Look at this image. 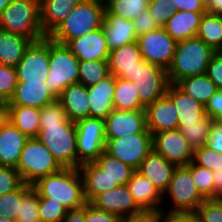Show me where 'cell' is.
<instances>
[{"label":"cell","mask_w":222,"mask_h":222,"mask_svg":"<svg viewBox=\"0 0 222 222\" xmlns=\"http://www.w3.org/2000/svg\"><path fill=\"white\" fill-rule=\"evenodd\" d=\"M29 138L9 120L0 128V166L16 168Z\"/></svg>","instance_id":"cb8c5ba5"},{"label":"cell","mask_w":222,"mask_h":222,"mask_svg":"<svg viewBox=\"0 0 222 222\" xmlns=\"http://www.w3.org/2000/svg\"><path fill=\"white\" fill-rule=\"evenodd\" d=\"M18 83L16 69L0 64V100L8 103Z\"/></svg>","instance_id":"ee69618b"},{"label":"cell","mask_w":222,"mask_h":222,"mask_svg":"<svg viewBox=\"0 0 222 222\" xmlns=\"http://www.w3.org/2000/svg\"><path fill=\"white\" fill-rule=\"evenodd\" d=\"M33 188L39 197L63 204L68 210L86 205L83 179L79 168H61L59 171L40 178Z\"/></svg>","instance_id":"6da1fadb"},{"label":"cell","mask_w":222,"mask_h":222,"mask_svg":"<svg viewBox=\"0 0 222 222\" xmlns=\"http://www.w3.org/2000/svg\"><path fill=\"white\" fill-rule=\"evenodd\" d=\"M206 146L222 154V121L213 120Z\"/></svg>","instance_id":"db71d44e"},{"label":"cell","mask_w":222,"mask_h":222,"mask_svg":"<svg viewBox=\"0 0 222 222\" xmlns=\"http://www.w3.org/2000/svg\"><path fill=\"white\" fill-rule=\"evenodd\" d=\"M206 45L212 47L216 52L222 51V16L206 12L203 14L197 32Z\"/></svg>","instance_id":"836d02e7"},{"label":"cell","mask_w":222,"mask_h":222,"mask_svg":"<svg viewBox=\"0 0 222 222\" xmlns=\"http://www.w3.org/2000/svg\"><path fill=\"white\" fill-rule=\"evenodd\" d=\"M120 222H161L160 212H143L139 215L121 218Z\"/></svg>","instance_id":"680465c9"},{"label":"cell","mask_w":222,"mask_h":222,"mask_svg":"<svg viewBox=\"0 0 222 222\" xmlns=\"http://www.w3.org/2000/svg\"><path fill=\"white\" fill-rule=\"evenodd\" d=\"M56 99L45 81H18L14 95L7 105H21L40 109Z\"/></svg>","instance_id":"7402d4cb"},{"label":"cell","mask_w":222,"mask_h":222,"mask_svg":"<svg viewBox=\"0 0 222 222\" xmlns=\"http://www.w3.org/2000/svg\"><path fill=\"white\" fill-rule=\"evenodd\" d=\"M81 0H40V23L49 37Z\"/></svg>","instance_id":"484cf974"},{"label":"cell","mask_w":222,"mask_h":222,"mask_svg":"<svg viewBox=\"0 0 222 222\" xmlns=\"http://www.w3.org/2000/svg\"><path fill=\"white\" fill-rule=\"evenodd\" d=\"M77 128L78 168L81 164L94 162L105 150V120L87 117L75 122Z\"/></svg>","instance_id":"9c48e42d"},{"label":"cell","mask_w":222,"mask_h":222,"mask_svg":"<svg viewBox=\"0 0 222 222\" xmlns=\"http://www.w3.org/2000/svg\"><path fill=\"white\" fill-rule=\"evenodd\" d=\"M116 77L109 73L98 84L87 87L89 99V117L106 119L114 110V90Z\"/></svg>","instance_id":"ffe728a7"},{"label":"cell","mask_w":222,"mask_h":222,"mask_svg":"<svg viewBox=\"0 0 222 222\" xmlns=\"http://www.w3.org/2000/svg\"><path fill=\"white\" fill-rule=\"evenodd\" d=\"M193 162L212 171L221 170L222 154L209 149L207 146H202L194 149Z\"/></svg>","instance_id":"bcb514c9"},{"label":"cell","mask_w":222,"mask_h":222,"mask_svg":"<svg viewBox=\"0 0 222 222\" xmlns=\"http://www.w3.org/2000/svg\"><path fill=\"white\" fill-rule=\"evenodd\" d=\"M102 28L110 51L137 41L132 20L117 15H104Z\"/></svg>","instance_id":"4316f807"},{"label":"cell","mask_w":222,"mask_h":222,"mask_svg":"<svg viewBox=\"0 0 222 222\" xmlns=\"http://www.w3.org/2000/svg\"><path fill=\"white\" fill-rule=\"evenodd\" d=\"M0 222H17V220L11 218H0Z\"/></svg>","instance_id":"03108f58"},{"label":"cell","mask_w":222,"mask_h":222,"mask_svg":"<svg viewBox=\"0 0 222 222\" xmlns=\"http://www.w3.org/2000/svg\"><path fill=\"white\" fill-rule=\"evenodd\" d=\"M12 0H0V15L7 8V6L11 3Z\"/></svg>","instance_id":"e7e4bbea"},{"label":"cell","mask_w":222,"mask_h":222,"mask_svg":"<svg viewBox=\"0 0 222 222\" xmlns=\"http://www.w3.org/2000/svg\"><path fill=\"white\" fill-rule=\"evenodd\" d=\"M108 74V61L91 60L79 62V83L86 87L98 84Z\"/></svg>","instance_id":"f35d334b"},{"label":"cell","mask_w":222,"mask_h":222,"mask_svg":"<svg viewBox=\"0 0 222 222\" xmlns=\"http://www.w3.org/2000/svg\"><path fill=\"white\" fill-rule=\"evenodd\" d=\"M213 198H222V169L213 171Z\"/></svg>","instance_id":"94428289"},{"label":"cell","mask_w":222,"mask_h":222,"mask_svg":"<svg viewBox=\"0 0 222 222\" xmlns=\"http://www.w3.org/2000/svg\"><path fill=\"white\" fill-rule=\"evenodd\" d=\"M63 222H85V205L77 209L68 210Z\"/></svg>","instance_id":"91938a15"},{"label":"cell","mask_w":222,"mask_h":222,"mask_svg":"<svg viewBox=\"0 0 222 222\" xmlns=\"http://www.w3.org/2000/svg\"><path fill=\"white\" fill-rule=\"evenodd\" d=\"M32 187V185L23 183L18 189L1 195L0 218L16 220L22 198Z\"/></svg>","instance_id":"ab89813d"},{"label":"cell","mask_w":222,"mask_h":222,"mask_svg":"<svg viewBox=\"0 0 222 222\" xmlns=\"http://www.w3.org/2000/svg\"><path fill=\"white\" fill-rule=\"evenodd\" d=\"M161 222H200L195 212L160 211Z\"/></svg>","instance_id":"11a10c76"},{"label":"cell","mask_w":222,"mask_h":222,"mask_svg":"<svg viewBox=\"0 0 222 222\" xmlns=\"http://www.w3.org/2000/svg\"><path fill=\"white\" fill-rule=\"evenodd\" d=\"M143 61L139 45L135 41L109 52V73L124 80L135 81V71Z\"/></svg>","instance_id":"ac0fdd59"},{"label":"cell","mask_w":222,"mask_h":222,"mask_svg":"<svg viewBox=\"0 0 222 222\" xmlns=\"http://www.w3.org/2000/svg\"><path fill=\"white\" fill-rule=\"evenodd\" d=\"M101 169L115 180L119 185H126L132 174L136 171L131 166L117 160L105 150L94 161Z\"/></svg>","instance_id":"d590c367"},{"label":"cell","mask_w":222,"mask_h":222,"mask_svg":"<svg viewBox=\"0 0 222 222\" xmlns=\"http://www.w3.org/2000/svg\"><path fill=\"white\" fill-rule=\"evenodd\" d=\"M152 149V133L147 128L140 133L106 140L105 145L107 153L135 170Z\"/></svg>","instance_id":"30bf717a"},{"label":"cell","mask_w":222,"mask_h":222,"mask_svg":"<svg viewBox=\"0 0 222 222\" xmlns=\"http://www.w3.org/2000/svg\"><path fill=\"white\" fill-rule=\"evenodd\" d=\"M65 45L80 62L91 60L108 61L110 49L102 27L82 37L69 40Z\"/></svg>","instance_id":"e0dca14e"},{"label":"cell","mask_w":222,"mask_h":222,"mask_svg":"<svg viewBox=\"0 0 222 222\" xmlns=\"http://www.w3.org/2000/svg\"><path fill=\"white\" fill-rule=\"evenodd\" d=\"M96 208L118 215L120 218L135 216L144 211L136 204L127 185L99 194L92 202Z\"/></svg>","instance_id":"2e32d148"},{"label":"cell","mask_w":222,"mask_h":222,"mask_svg":"<svg viewBox=\"0 0 222 222\" xmlns=\"http://www.w3.org/2000/svg\"><path fill=\"white\" fill-rule=\"evenodd\" d=\"M79 170L83 179L84 196L87 202L91 203L99 194L119 186L95 162L81 164Z\"/></svg>","instance_id":"d4e9b609"},{"label":"cell","mask_w":222,"mask_h":222,"mask_svg":"<svg viewBox=\"0 0 222 222\" xmlns=\"http://www.w3.org/2000/svg\"><path fill=\"white\" fill-rule=\"evenodd\" d=\"M141 103L146 107L166 94L169 85L167 71L145 60L135 71V81Z\"/></svg>","instance_id":"5bb4252c"},{"label":"cell","mask_w":222,"mask_h":222,"mask_svg":"<svg viewBox=\"0 0 222 222\" xmlns=\"http://www.w3.org/2000/svg\"><path fill=\"white\" fill-rule=\"evenodd\" d=\"M8 120L28 138L40 132V109L21 105H7Z\"/></svg>","instance_id":"1f68e13d"},{"label":"cell","mask_w":222,"mask_h":222,"mask_svg":"<svg viewBox=\"0 0 222 222\" xmlns=\"http://www.w3.org/2000/svg\"><path fill=\"white\" fill-rule=\"evenodd\" d=\"M37 138L49 149L62 168H78L75 121L40 124Z\"/></svg>","instance_id":"277c9868"},{"label":"cell","mask_w":222,"mask_h":222,"mask_svg":"<svg viewBox=\"0 0 222 222\" xmlns=\"http://www.w3.org/2000/svg\"><path fill=\"white\" fill-rule=\"evenodd\" d=\"M174 11H191L195 13H206L205 0H171Z\"/></svg>","instance_id":"9f6ffc18"},{"label":"cell","mask_w":222,"mask_h":222,"mask_svg":"<svg viewBox=\"0 0 222 222\" xmlns=\"http://www.w3.org/2000/svg\"><path fill=\"white\" fill-rule=\"evenodd\" d=\"M166 95L172 100L177 110L179 124L197 123L206 115L205 107L176 84L169 83Z\"/></svg>","instance_id":"83f0119b"},{"label":"cell","mask_w":222,"mask_h":222,"mask_svg":"<svg viewBox=\"0 0 222 222\" xmlns=\"http://www.w3.org/2000/svg\"><path fill=\"white\" fill-rule=\"evenodd\" d=\"M79 62L65 44L50 38L49 73L45 82L56 98L71 84L79 83Z\"/></svg>","instance_id":"8992f818"},{"label":"cell","mask_w":222,"mask_h":222,"mask_svg":"<svg viewBox=\"0 0 222 222\" xmlns=\"http://www.w3.org/2000/svg\"><path fill=\"white\" fill-rule=\"evenodd\" d=\"M176 85L203 106H205L210 97L218 91L217 86L206 74L184 78Z\"/></svg>","instance_id":"d6a6232c"},{"label":"cell","mask_w":222,"mask_h":222,"mask_svg":"<svg viewBox=\"0 0 222 222\" xmlns=\"http://www.w3.org/2000/svg\"><path fill=\"white\" fill-rule=\"evenodd\" d=\"M106 140L143 132L146 127L145 109H114L105 119Z\"/></svg>","instance_id":"9a60e30c"},{"label":"cell","mask_w":222,"mask_h":222,"mask_svg":"<svg viewBox=\"0 0 222 222\" xmlns=\"http://www.w3.org/2000/svg\"><path fill=\"white\" fill-rule=\"evenodd\" d=\"M146 127L153 134L178 129L179 118L172 100L163 97L145 107Z\"/></svg>","instance_id":"d6986e66"},{"label":"cell","mask_w":222,"mask_h":222,"mask_svg":"<svg viewBox=\"0 0 222 222\" xmlns=\"http://www.w3.org/2000/svg\"><path fill=\"white\" fill-rule=\"evenodd\" d=\"M0 29L33 42L46 37L40 23V0H12L0 15Z\"/></svg>","instance_id":"5b68a950"},{"label":"cell","mask_w":222,"mask_h":222,"mask_svg":"<svg viewBox=\"0 0 222 222\" xmlns=\"http://www.w3.org/2000/svg\"><path fill=\"white\" fill-rule=\"evenodd\" d=\"M205 74L222 91V52H216L210 59Z\"/></svg>","instance_id":"f5cc1de1"},{"label":"cell","mask_w":222,"mask_h":222,"mask_svg":"<svg viewBox=\"0 0 222 222\" xmlns=\"http://www.w3.org/2000/svg\"><path fill=\"white\" fill-rule=\"evenodd\" d=\"M114 109L118 110H140L145 109L141 103L137 85L131 80L116 77L114 90Z\"/></svg>","instance_id":"e575fe53"},{"label":"cell","mask_w":222,"mask_h":222,"mask_svg":"<svg viewBox=\"0 0 222 222\" xmlns=\"http://www.w3.org/2000/svg\"><path fill=\"white\" fill-rule=\"evenodd\" d=\"M67 211L63 204L39 197L38 216L41 222H63Z\"/></svg>","instance_id":"7bdbcfd3"},{"label":"cell","mask_w":222,"mask_h":222,"mask_svg":"<svg viewBox=\"0 0 222 222\" xmlns=\"http://www.w3.org/2000/svg\"><path fill=\"white\" fill-rule=\"evenodd\" d=\"M33 41L0 29V63L16 68Z\"/></svg>","instance_id":"4dcf8cb0"},{"label":"cell","mask_w":222,"mask_h":222,"mask_svg":"<svg viewBox=\"0 0 222 222\" xmlns=\"http://www.w3.org/2000/svg\"><path fill=\"white\" fill-rule=\"evenodd\" d=\"M104 15V0H81L49 37L58 43L66 44L69 40L101 28Z\"/></svg>","instance_id":"3957f363"},{"label":"cell","mask_w":222,"mask_h":222,"mask_svg":"<svg viewBox=\"0 0 222 222\" xmlns=\"http://www.w3.org/2000/svg\"><path fill=\"white\" fill-rule=\"evenodd\" d=\"M148 10L160 27H163L174 13L171 0H150Z\"/></svg>","instance_id":"681fc988"},{"label":"cell","mask_w":222,"mask_h":222,"mask_svg":"<svg viewBox=\"0 0 222 222\" xmlns=\"http://www.w3.org/2000/svg\"><path fill=\"white\" fill-rule=\"evenodd\" d=\"M203 14L191 11H174L163 28L176 42L194 37L197 35Z\"/></svg>","instance_id":"f546056e"},{"label":"cell","mask_w":222,"mask_h":222,"mask_svg":"<svg viewBox=\"0 0 222 222\" xmlns=\"http://www.w3.org/2000/svg\"><path fill=\"white\" fill-rule=\"evenodd\" d=\"M207 12L222 16V0H205Z\"/></svg>","instance_id":"6125c7cd"},{"label":"cell","mask_w":222,"mask_h":222,"mask_svg":"<svg viewBox=\"0 0 222 222\" xmlns=\"http://www.w3.org/2000/svg\"><path fill=\"white\" fill-rule=\"evenodd\" d=\"M132 22L137 36L160 28L148 9L141 12Z\"/></svg>","instance_id":"816d5d0a"},{"label":"cell","mask_w":222,"mask_h":222,"mask_svg":"<svg viewBox=\"0 0 222 222\" xmlns=\"http://www.w3.org/2000/svg\"><path fill=\"white\" fill-rule=\"evenodd\" d=\"M40 124H52V123H67L66 112L61 105V102L56 99L51 103L40 108Z\"/></svg>","instance_id":"7dc6e473"},{"label":"cell","mask_w":222,"mask_h":222,"mask_svg":"<svg viewBox=\"0 0 222 222\" xmlns=\"http://www.w3.org/2000/svg\"><path fill=\"white\" fill-rule=\"evenodd\" d=\"M23 183L16 168L0 166V196L18 189Z\"/></svg>","instance_id":"c3c4849f"},{"label":"cell","mask_w":222,"mask_h":222,"mask_svg":"<svg viewBox=\"0 0 222 222\" xmlns=\"http://www.w3.org/2000/svg\"><path fill=\"white\" fill-rule=\"evenodd\" d=\"M216 51L194 36L177 42L172 62L167 70L169 83L206 73L210 59Z\"/></svg>","instance_id":"7a4b0ae2"},{"label":"cell","mask_w":222,"mask_h":222,"mask_svg":"<svg viewBox=\"0 0 222 222\" xmlns=\"http://www.w3.org/2000/svg\"><path fill=\"white\" fill-rule=\"evenodd\" d=\"M192 180L198 192L205 198H213V171L190 162Z\"/></svg>","instance_id":"60d3db41"},{"label":"cell","mask_w":222,"mask_h":222,"mask_svg":"<svg viewBox=\"0 0 222 222\" xmlns=\"http://www.w3.org/2000/svg\"><path fill=\"white\" fill-rule=\"evenodd\" d=\"M195 213L200 222H222V198L205 199Z\"/></svg>","instance_id":"f6af8a7d"},{"label":"cell","mask_w":222,"mask_h":222,"mask_svg":"<svg viewBox=\"0 0 222 222\" xmlns=\"http://www.w3.org/2000/svg\"><path fill=\"white\" fill-rule=\"evenodd\" d=\"M121 218L113 213L100 210L87 202L85 205V222H120Z\"/></svg>","instance_id":"f907efd6"},{"label":"cell","mask_w":222,"mask_h":222,"mask_svg":"<svg viewBox=\"0 0 222 222\" xmlns=\"http://www.w3.org/2000/svg\"><path fill=\"white\" fill-rule=\"evenodd\" d=\"M88 89L81 83L71 84L63 90L57 98L63 106L67 118L71 121H78L89 117Z\"/></svg>","instance_id":"f1b7e54d"},{"label":"cell","mask_w":222,"mask_h":222,"mask_svg":"<svg viewBox=\"0 0 222 222\" xmlns=\"http://www.w3.org/2000/svg\"><path fill=\"white\" fill-rule=\"evenodd\" d=\"M213 119L205 115L197 123L179 124L181 133L193 149L206 146Z\"/></svg>","instance_id":"74e56055"},{"label":"cell","mask_w":222,"mask_h":222,"mask_svg":"<svg viewBox=\"0 0 222 222\" xmlns=\"http://www.w3.org/2000/svg\"><path fill=\"white\" fill-rule=\"evenodd\" d=\"M204 200L192 180L190 163L187 166H177L168 189L163 194L161 211L195 212ZM166 204L168 205L164 208L163 205Z\"/></svg>","instance_id":"ba28073f"},{"label":"cell","mask_w":222,"mask_h":222,"mask_svg":"<svg viewBox=\"0 0 222 222\" xmlns=\"http://www.w3.org/2000/svg\"><path fill=\"white\" fill-rule=\"evenodd\" d=\"M7 120H8L7 103L0 100V128L7 122Z\"/></svg>","instance_id":"be15d7a7"},{"label":"cell","mask_w":222,"mask_h":222,"mask_svg":"<svg viewBox=\"0 0 222 222\" xmlns=\"http://www.w3.org/2000/svg\"><path fill=\"white\" fill-rule=\"evenodd\" d=\"M142 58L153 65L168 70L177 42L171 38L163 27L137 37Z\"/></svg>","instance_id":"8fae6325"},{"label":"cell","mask_w":222,"mask_h":222,"mask_svg":"<svg viewBox=\"0 0 222 222\" xmlns=\"http://www.w3.org/2000/svg\"><path fill=\"white\" fill-rule=\"evenodd\" d=\"M39 194L32 187L22 198L17 222H41L38 216Z\"/></svg>","instance_id":"b9f144b4"},{"label":"cell","mask_w":222,"mask_h":222,"mask_svg":"<svg viewBox=\"0 0 222 222\" xmlns=\"http://www.w3.org/2000/svg\"><path fill=\"white\" fill-rule=\"evenodd\" d=\"M61 168L49 149L37 137L27 140L16 166L23 182L29 185Z\"/></svg>","instance_id":"52a82bcc"},{"label":"cell","mask_w":222,"mask_h":222,"mask_svg":"<svg viewBox=\"0 0 222 222\" xmlns=\"http://www.w3.org/2000/svg\"><path fill=\"white\" fill-rule=\"evenodd\" d=\"M150 0H105V15H117L134 20L148 9Z\"/></svg>","instance_id":"8d00e7d4"},{"label":"cell","mask_w":222,"mask_h":222,"mask_svg":"<svg viewBox=\"0 0 222 222\" xmlns=\"http://www.w3.org/2000/svg\"><path fill=\"white\" fill-rule=\"evenodd\" d=\"M126 185L136 204L144 212L161 211L163 195L148 178H145L138 171H135Z\"/></svg>","instance_id":"603a6c76"},{"label":"cell","mask_w":222,"mask_h":222,"mask_svg":"<svg viewBox=\"0 0 222 222\" xmlns=\"http://www.w3.org/2000/svg\"><path fill=\"white\" fill-rule=\"evenodd\" d=\"M206 115L211 117L213 120L222 121V91L218 90L212 95L204 106Z\"/></svg>","instance_id":"6f0895ef"},{"label":"cell","mask_w":222,"mask_h":222,"mask_svg":"<svg viewBox=\"0 0 222 222\" xmlns=\"http://www.w3.org/2000/svg\"><path fill=\"white\" fill-rule=\"evenodd\" d=\"M50 37L32 42L17 65L18 81H45L49 73Z\"/></svg>","instance_id":"7c38bea8"},{"label":"cell","mask_w":222,"mask_h":222,"mask_svg":"<svg viewBox=\"0 0 222 222\" xmlns=\"http://www.w3.org/2000/svg\"><path fill=\"white\" fill-rule=\"evenodd\" d=\"M152 148L176 166H187L193 161L194 149L179 128L153 134Z\"/></svg>","instance_id":"4fadbf2b"},{"label":"cell","mask_w":222,"mask_h":222,"mask_svg":"<svg viewBox=\"0 0 222 222\" xmlns=\"http://www.w3.org/2000/svg\"><path fill=\"white\" fill-rule=\"evenodd\" d=\"M176 167L175 164L170 163L166 158L157 154L152 149L136 171L145 178H148L163 195L168 189Z\"/></svg>","instance_id":"44dd1931"}]
</instances>
